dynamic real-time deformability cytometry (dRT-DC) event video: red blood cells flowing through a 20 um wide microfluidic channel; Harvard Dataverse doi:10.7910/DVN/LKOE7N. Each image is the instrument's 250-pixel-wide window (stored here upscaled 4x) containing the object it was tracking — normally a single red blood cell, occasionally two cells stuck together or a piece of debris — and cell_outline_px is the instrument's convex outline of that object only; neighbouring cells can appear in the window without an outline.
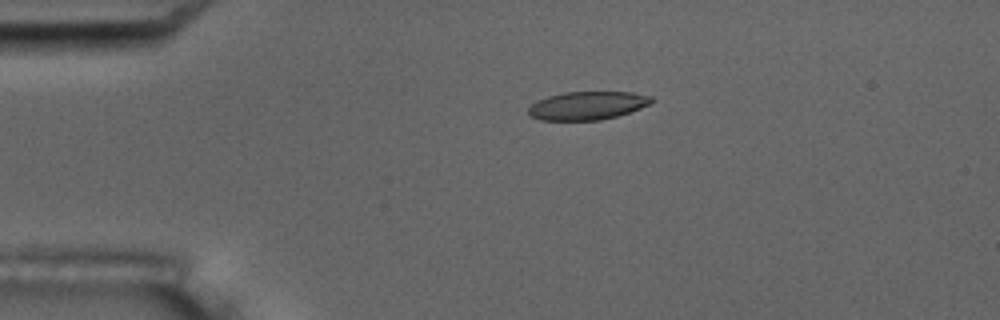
{"species": "common noctule bat (a hibernating species)", "species_latin": "Nyctalus noctula", "temperature_condition": "room temperature", "stored_images_in_passage": 8, "camera_frame_rate_fps": 3000, "um_per_image_px": 0.085, "animal": {"sex": "male", "body_mass_g": 17.5, "forearm_length_mm": 52.3}, "frame": {"image": 1, "passage_image": 3, "time_ms": 2.333, "image_size_px": [1000, 320], "cell_outline_px": [[652, 104], [616, 116], [600, 120], [540, 120], [528, 116], [528, 108], [536, 100], [548, 96], [564, 92], [632, 92], [652, 96]], "centroid_in_image_um": [49.9, 8.97], "position_along_channel_um": 35.1, "area_um2": 20.35}}
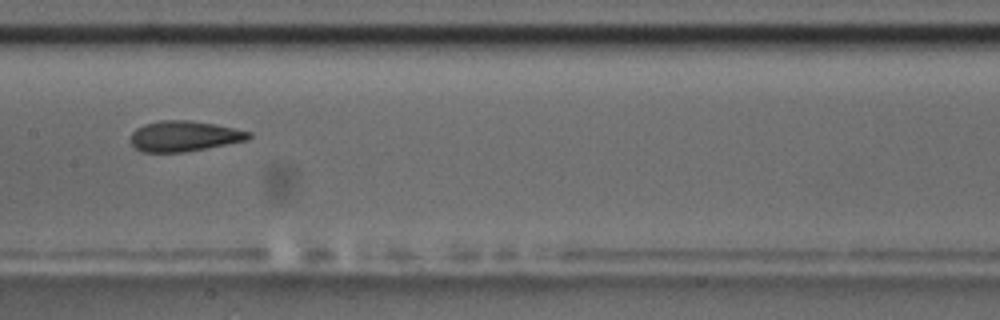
{"frame": {"image": 2, "passage_image": 7, "time_ms": 8.0, "image_size_px": [1000, 320], "cell_outline_px": [[252, 136], [248, 140], [184, 152], [144, 152], [136, 148], [132, 144], [132, 132], [136, 128], [144, 124], [160, 120], [192, 120], [216, 124], [252, 132]], "centroid_in_image_um": [15.68, 11.56], "position_along_channel_um": 191.7, "area_um2": 20.98}}